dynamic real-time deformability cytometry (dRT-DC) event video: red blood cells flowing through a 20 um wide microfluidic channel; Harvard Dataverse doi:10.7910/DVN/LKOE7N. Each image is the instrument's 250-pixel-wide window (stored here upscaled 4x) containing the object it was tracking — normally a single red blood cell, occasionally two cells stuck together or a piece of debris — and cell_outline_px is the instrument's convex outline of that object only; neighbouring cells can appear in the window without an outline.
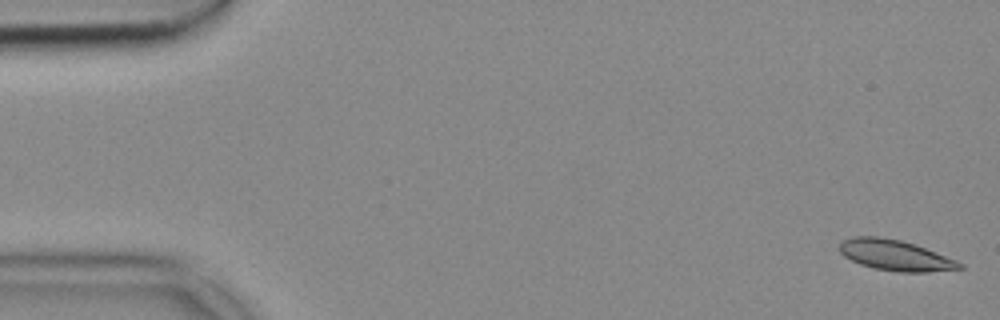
{"species": "common noctule bat (a hibernating species)", "species_latin": "Nyctalus noctula", "temperature_condition": "cold", "stored_images_in_passage": 53, "camera_frame_rate_fps": 3000, "um_per_image_px": 0.085, "animal": {"sex": "female", "body_mass_g": 18.4}, "frame": {"image": 1, "passage_image": 1, "time_ms": 0.0, "image_size_px": [1000, 320], "cell_outline_px": [[964, 268], [928, 272], [900, 272], [872, 268], [860, 264], [844, 256], [840, 252], [840, 244], [844, 240], [852, 236], [880, 236], [900, 240], [924, 248], [956, 260], [964, 264]], "centroid_in_image_um": [76.08, 21.7], "position_along_channel_um": 8.9, "area_um2": 21.27}}
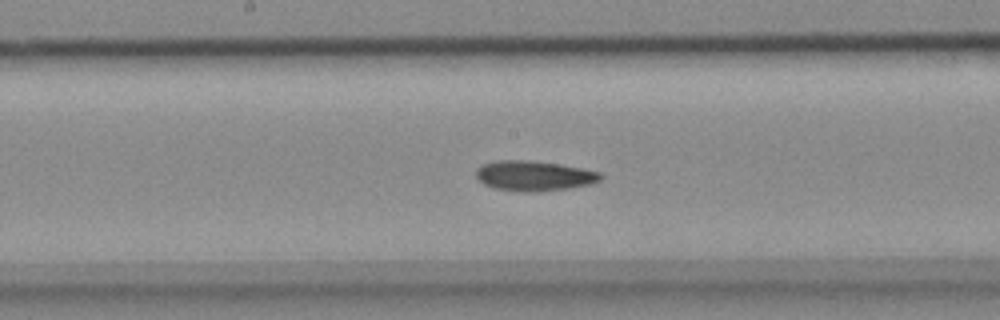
{"frame": {"image": 2, "passage_image": 27, "time_ms": 8.667, "image_size_px": [1000, 320], "cell_outline_px": [[604, 176], [600, 180], [592, 184], [568, 188], [536, 192], [520, 192], [492, 188], [484, 184], [476, 176], [476, 168], [480, 164], [496, 160], [524, 160], [556, 164], [580, 168], [600, 172]], "centroid_in_image_um": [45.35, 14.95], "position_along_channel_um": 202.8, "area_um2": 21.91}}
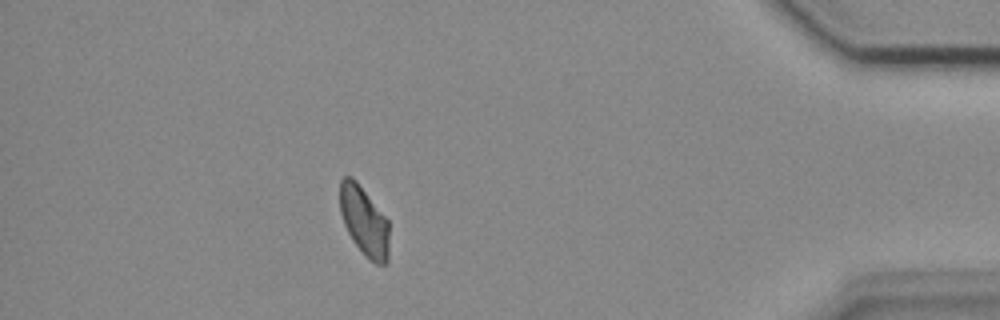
{"frame": {"image": 3, "passage_image": 47, "time_ms": 15.333, "image_size_px": [1000, 320], "cell_outline_px": [[388, 264], [376, 264], [352, 240], [344, 224], [340, 212], [340, 180], [344, 176], [352, 176], [356, 180], [388, 220]], "centroid_in_image_um": [30.94, 18.76], "position_along_channel_um": 404.3, "area_um2": 19.59}}